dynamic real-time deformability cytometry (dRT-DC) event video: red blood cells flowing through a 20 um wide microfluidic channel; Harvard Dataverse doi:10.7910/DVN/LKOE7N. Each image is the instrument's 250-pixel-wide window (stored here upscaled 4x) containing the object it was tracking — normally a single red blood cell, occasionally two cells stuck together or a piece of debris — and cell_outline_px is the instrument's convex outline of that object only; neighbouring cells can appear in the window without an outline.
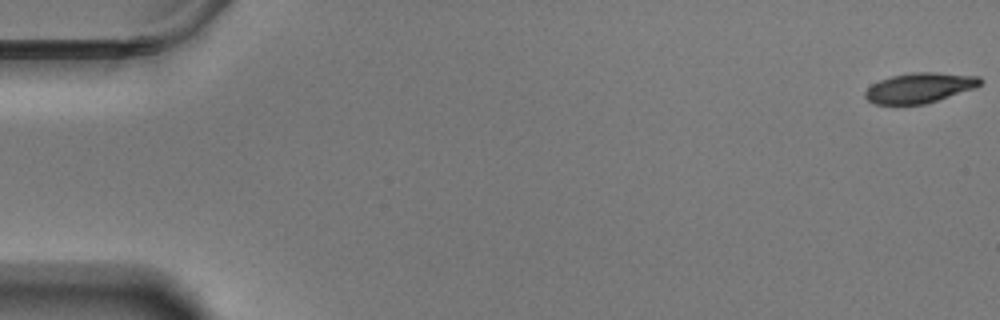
{"species": "Egyptian fruit bat (a non-hibernating species)", "species_latin": "Rousettus aegyptiacus", "temperature_condition": "warm", "stored_images_in_passage": 46, "camera_frame_rate_fps": 3000, "um_per_image_px": 0.085, "animal": {"sex": "male"}, "frame": {"image": 1, "passage_image": 1, "time_ms": 0.0, "image_size_px": [1000, 320], "cell_outline_px": [[984, 80], [976, 88], [924, 104], [876, 104], [868, 100], [864, 96], [864, 92], [872, 84], [880, 80], [892, 76], [908, 72], [936, 72], [980, 76]], "centroid_in_image_um": [78.19, 7.45], "position_along_channel_um": 6.8, "area_um2": 20.23}}
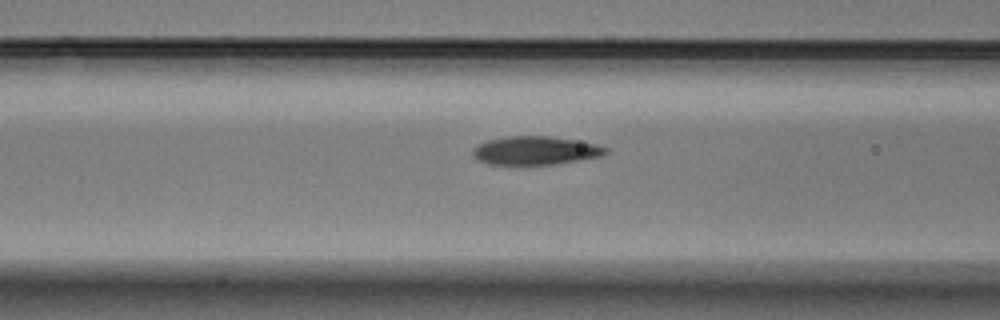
{"frame": {"image": 2, "passage_image": 24, "time_ms": 7.667, "image_size_px": [1000, 320], "cell_outline_px": [[608, 152], [604, 156], [556, 164], [488, 164], [476, 160], [472, 156], [472, 148], [488, 140], [508, 136], [548, 136], [576, 140], [596, 144], [608, 148]], "centroid_in_image_um": [45.52, 12.8], "position_along_channel_um": 121.1, "area_um2": 22.14}}
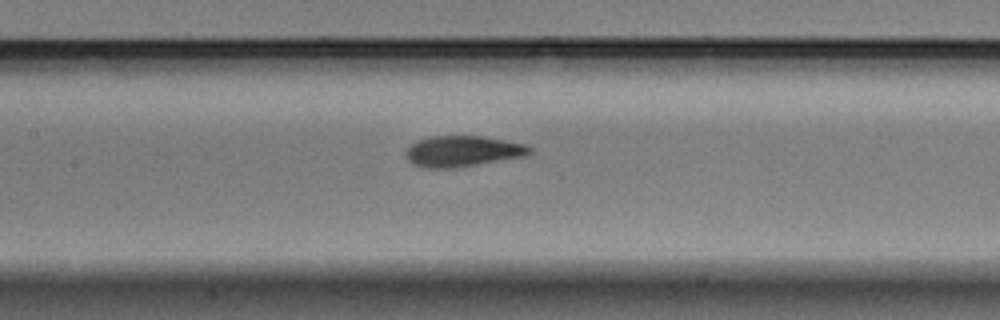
{"frame": {"image": 3, "passage_image": 28, "time_ms": 9.0, "image_size_px": [1000, 320], "cell_outline_px": [[532, 152], [528, 156], [456, 168], [424, 168], [412, 164], [404, 156], [404, 152], [412, 144], [420, 140], [432, 136], [484, 136], [524, 144], [532, 148]], "centroid_in_image_um": [39.34, 12.87], "position_along_channel_um": 168.1, "area_um2": 22.48}}